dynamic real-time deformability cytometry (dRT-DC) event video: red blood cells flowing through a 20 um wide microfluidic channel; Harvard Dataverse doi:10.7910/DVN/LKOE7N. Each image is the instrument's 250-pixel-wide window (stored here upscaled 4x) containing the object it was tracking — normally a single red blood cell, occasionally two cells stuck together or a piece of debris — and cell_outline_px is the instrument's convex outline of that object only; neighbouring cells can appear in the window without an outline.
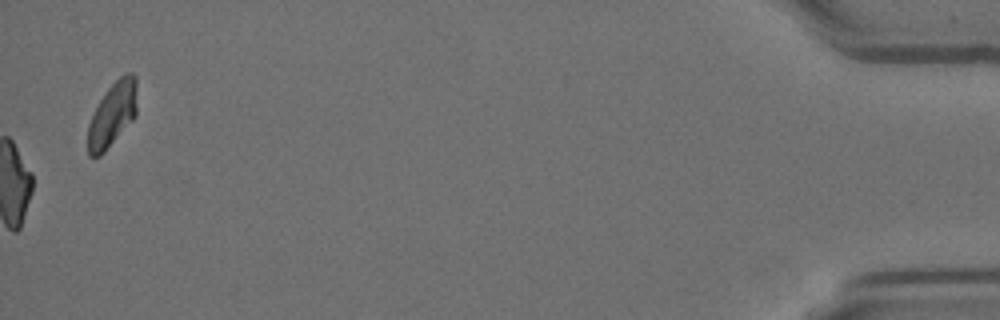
{"species": "Egyptian fruit bat (a non-hibernating species)", "species_latin": "Rousettus aegyptiacus", "temperature_condition": "room temperature", "stored_images_in_passage": 40, "camera_frame_rate_fps": 3000, "um_per_image_px": 0.085, "animal": {"sex": "female"}, "frame": {"image": 1, "passage_image": 40, "time_ms": 13.0, "image_size_px": [1000, 320], "cell_outline_px": [[136, 116], [104, 152], [100, 156], [88, 156], [88, 124], [100, 100], [108, 88], [124, 72], [132, 72], [136, 76]], "centroid_in_image_um": [9.57, 9.7], "position_along_channel_um": 425.6, "area_um2": 18.26}}